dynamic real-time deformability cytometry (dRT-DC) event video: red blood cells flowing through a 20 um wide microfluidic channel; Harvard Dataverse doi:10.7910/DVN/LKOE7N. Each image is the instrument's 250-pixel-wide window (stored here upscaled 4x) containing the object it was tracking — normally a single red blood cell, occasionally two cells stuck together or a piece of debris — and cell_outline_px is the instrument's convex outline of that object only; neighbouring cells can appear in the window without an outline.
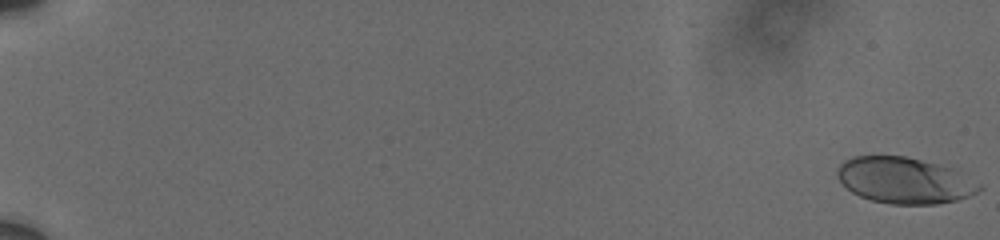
{"species": "human", "species_latin": "Homo sapiens", "temperature_condition": "cold", "stored_images_in_passage": 10, "camera_frame_rate_fps": 3000, "um_per_image_px": 0.085, "donor": {"sex": "male"}, "frame": {"image": 1, "passage_image": 1, "time_ms": 0.0, "image_size_px": [1000, 240], "cell_outline_px": [[984, 188], [968, 196], [956, 200], [936, 204], [892, 204], [872, 200], [860, 196], [852, 192], [836, 176], [836, 172], [840, 164], [844, 160], [852, 156], [904, 156], [936, 164], [948, 168], [980, 184]], "centroid_in_image_um": [76.82, 15.34], "position_along_channel_um": 8.2, "area_um2": 37.51}}
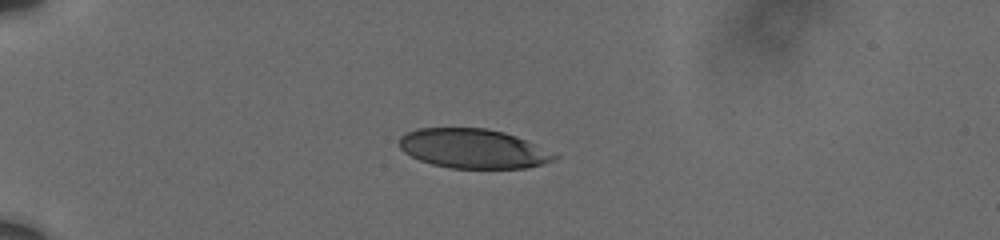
{"frame": {"image": 2, "passage_image": 7, "time_ms": 5.667, "image_size_px": [1000, 240], "cell_outline_px": [[560, 156], [556, 160], [544, 164], [524, 168], [452, 168], [432, 164], [420, 160], [404, 152], [400, 148], [400, 136], [408, 132], [420, 128], [484, 128], [504, 132], [516, 136]], "centroid_in_image_um": [40.23, 12.64], "position_along_channel_um": 44.8, "area_um2": 35.37}}
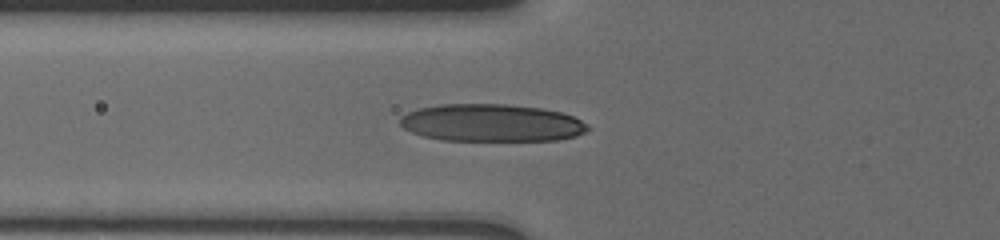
{"frame": {"image": 3, "passage_image": 10, "time_ms": 8.0, "image_size_px": [1000, 240], "cell_outline_px": [[592, 128], [576, 136], [556, 140], [440, 140], [424, 136], [412, 132], [404, 128], [400, 124], [400, 116], [408, 112], [420, 108], [444, 104], [508, 104], [540, 108], [560, 112], [572, 116], [588, 124]], "centroid_in_image_um": [41.79, 10.44], "position_along_channel_um": 84.0, "area_um2": 40.86}}